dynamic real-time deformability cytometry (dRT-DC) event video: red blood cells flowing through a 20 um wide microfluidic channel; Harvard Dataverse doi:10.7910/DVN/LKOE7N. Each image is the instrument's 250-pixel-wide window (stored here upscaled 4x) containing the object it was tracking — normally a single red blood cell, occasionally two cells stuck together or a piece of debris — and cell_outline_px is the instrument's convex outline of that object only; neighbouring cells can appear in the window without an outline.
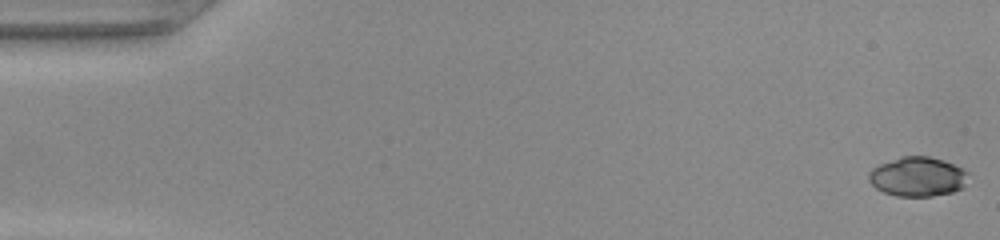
{"species": "common noctule bat (a hibernating species)", "species_latin": "Nyctalus noctula", "temperature_condition": "warm", "stored_images_in_passage": 50, "camera_frame_rate_fps": 3000, "um_per_image_px": 0.085, "animal": {"sex": "female", "body_mass_g": 22.0, "forearm_length_mm": 56.7}, "frame": {"image": 1, "passage_image": 1, "time_ms": 0.0, "image_size_px": [1000, 240], "cell_outline_px": [[968, 172], [964, 188], [952, 192], [932, 196], [896, 196], [884, 192], [876, 188], [868, 180], [868, 172], [872, 168], [880, 164], [900, 156], [928, 156], [944, 160], [964, 168]], "centroid_in_image_um": [78.01, 15.01], "position_along_channel_um": 7.0, "area_um2": 23.06}}
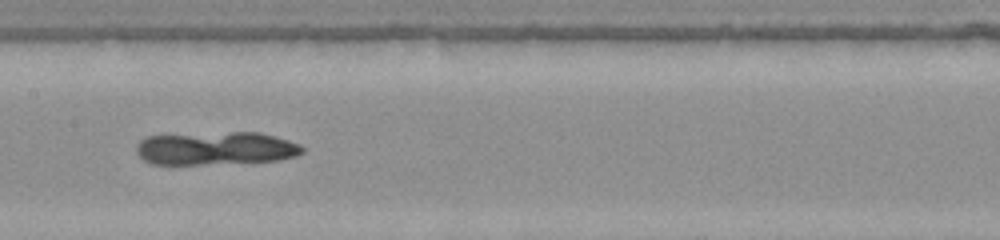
{"frame": {"image": 2, "passage_image": 25, "time_ms": 8.0, "image_size_px": [1000, 240], "cell_outline_px": [[304, 152], [296, 156], [280, 160], [200, 164], [152, 164], [144, 160], [136, 152], [136, 144], [140, 140], [148, 136], [232, 132], [260, 132], [276, 136], [300, 144], [304, 148]], "centroid_in_image_um": [18.37, 12.6], "position_along_channel_um": 189.0, "area_um2": 31.96}}
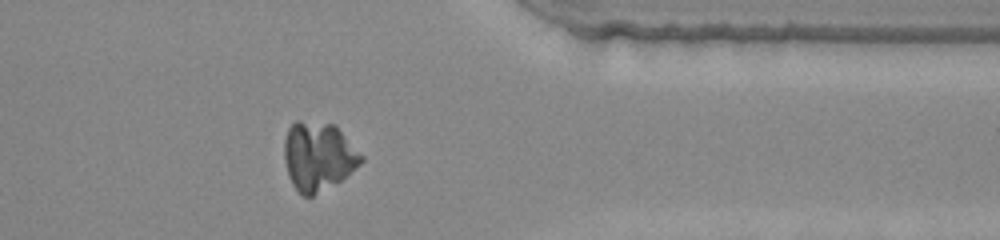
{"frame": {"image": 3, "passage_image": 40, "time_ms": 13.0, "image_size_px": [1000, 240], "cell_outline_px": [[364, 160], [360, 164], [340, 180], [312, 196], [304, 196], [292, 184], [288, 176], [284, 160], [284, 140], [288, 128], [296, 120], [300, 120], [336, 124], [364, 156]], "centroid_in_image_um": [27.05, 13.24], "position_along_channel_um": 384.4, "area_um2": 30.87}}